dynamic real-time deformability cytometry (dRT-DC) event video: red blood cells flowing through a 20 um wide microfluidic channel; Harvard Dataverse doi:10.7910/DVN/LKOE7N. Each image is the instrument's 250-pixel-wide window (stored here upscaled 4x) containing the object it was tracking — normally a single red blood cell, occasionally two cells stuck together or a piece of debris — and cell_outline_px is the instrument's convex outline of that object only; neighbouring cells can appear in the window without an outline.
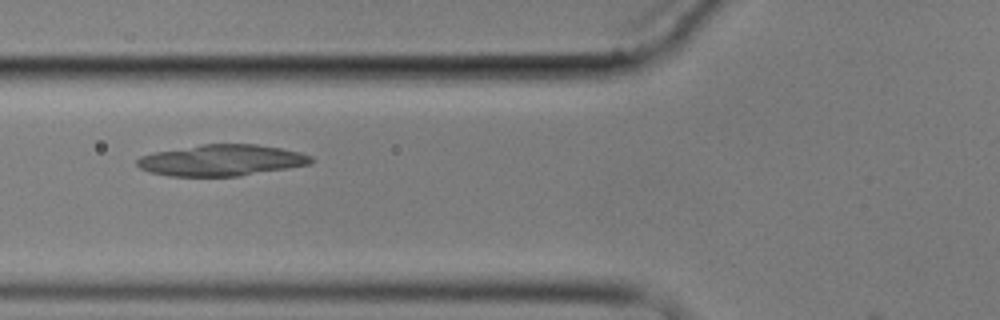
{"species": "common noctule bat (a hibernating species)", "species_latin": "Nyctalus noctula", "temperature_condition": "cold", "stored_images_in_passage": 5, "camera_frame_rate_fps": 3000, "um_per_image_px": 0.085, "animal": {"sex": "male", "body_mass_g": 17.9}, "frame": {"image": 1, "passage_image": 2, "time_ms": 1.0, "image_size_px": [1000, 320], "cell_outline_px": [[312, 160], [308, 164], [288, 168], [240, 176], [168, 176], [152, 172], [140, 168], [136, 164], [136, 160], [140, 156], [156, 152], [200, 144], [256, 144], [280, 148], [300, 152], [312, 156]], "centroid_in_image_um": [18.82, 13.62], "position_along_channel_um": 107.0, "area_um2": 31.5}}
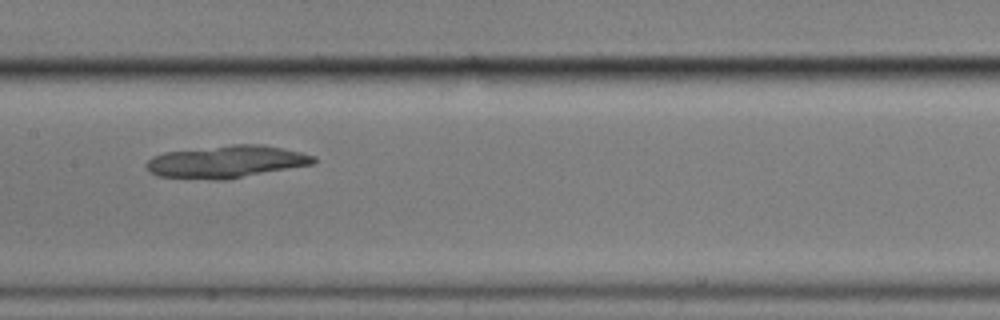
{"frame": {"image": 2, "passage_image": 4, "time_ms": 3.333, "image_size_px": [1000, 320], "cell_outline_px": [[316, 164], [228, 180], [212, 180], [156, 176], [148, 172], [144, 164], [152, 156], [164, 152], [232, 144], [264, 144], [300, 152], [316, 156]], "centroid_in_image_um": [19.25, 13.75], "position_along_channel_um": 188.2, "area_um2": 32.19}}
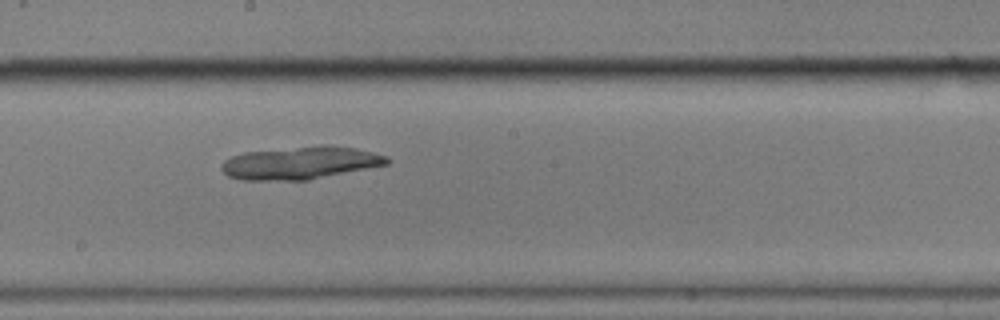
{"frame": {"image": 3, "passage_image": 5, "time_ms": 4.333, "image_size_px": [1000, 320], "cell_outline_px": [[392, 160], [388, 164], [308, 180], [240, 180], [228, 176], [220, 168], [220, 164], [224, 160], [232, 156], [244, 152], [320, 144], [324, 144], [352, 148], [388, 156]], "centroid_in_image_um": [25.5, 13.84], "position_along_channel_um": 222.7, "area_um2": 31.67}}